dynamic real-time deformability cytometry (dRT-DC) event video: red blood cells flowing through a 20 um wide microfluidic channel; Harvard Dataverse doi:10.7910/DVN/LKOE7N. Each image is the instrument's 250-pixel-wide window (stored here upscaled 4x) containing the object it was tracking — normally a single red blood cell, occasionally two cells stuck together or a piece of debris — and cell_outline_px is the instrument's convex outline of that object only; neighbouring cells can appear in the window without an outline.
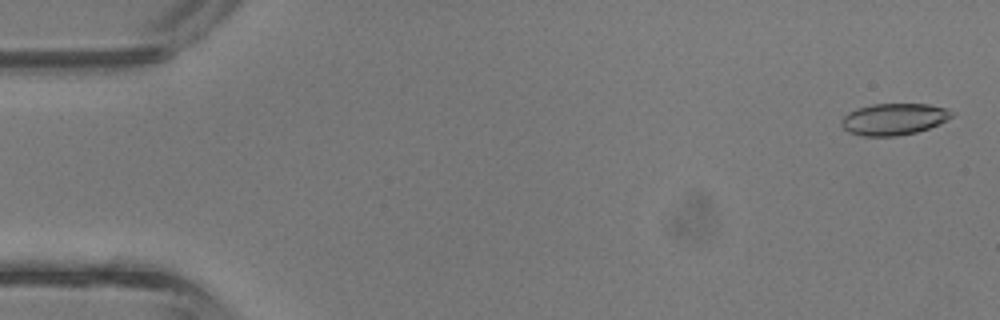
{"species": "common noctule bat (a hibernating species)", "species_latin": "Nyctalus noctula", "temperature_condition": "room temperature", "stored_images_in_passage": 4, "camera_frame_rate_fps": 3000, "um_per_image_px": 0.085, "animal": {"sex": "male", "body_mass_g": 13.3}, "frame": {"image": 1, "passage_image": 1, "time_ms": 0.0, "image_size_px": [1000, 320], "cell_outline_px": [[952, 116], [948, 120], [940, 124], [916, 132], [896, 136], [864, 136], [848, 132], [840, 124], [840, 120], [848, 112], [856, 108], [872, 104], [928, 104], [948, 108], [952, 112]], "centroid_in_image_um": [75.97, 10.12], "position_along_channel_um": 9.0, "area_um2": 20.46}}